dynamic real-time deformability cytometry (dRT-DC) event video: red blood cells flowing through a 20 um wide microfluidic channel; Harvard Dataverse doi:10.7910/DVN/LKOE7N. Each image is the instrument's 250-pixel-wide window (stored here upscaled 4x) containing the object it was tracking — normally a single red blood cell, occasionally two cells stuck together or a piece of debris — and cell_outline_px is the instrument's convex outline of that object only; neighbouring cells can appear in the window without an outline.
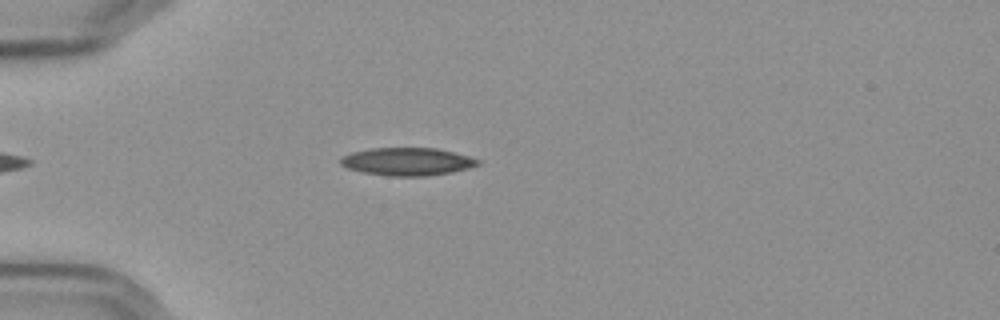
{"species": "Egyptian fruit bat (a non-hibernating species)", "species_latin": "Rousettus aegyptiacus", "temperature_condition": "cold", "stored_images_in_passage": 35, "camera_frame_rate_fps": 3000, "um_per_image_px": 0.085, "frame": {"image": 1, "passage_image": 2, "time_ms": 0.333, "image_size_px": [1000, 320], "cell_outline_px": [[480, 164], [468, 168], [452, 172], [424, 176], [388, 176], [364, 172], [348, 168], [340, 164], [340, 156], [352, 152], [372, 148], [436, 148], [468, 156], [480, 160]], "centroid_in_image_um": [34.6, 13.73], "position_along_channel_um": 50.4, "area_um2": 22.14}}
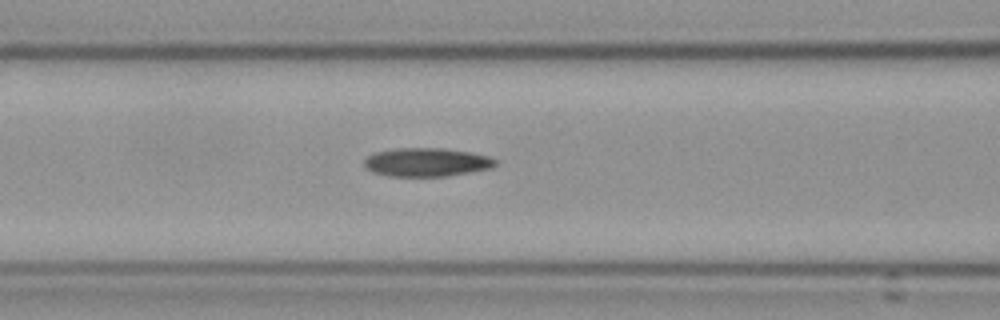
{"frame": {"image": 2, "passage_image": 10, "time_ms": 3.0, "image_size_px": [1000, 320], "cell_outline_px": [[496, 164], [488, 168], [444, 176], [388, 176], [372, 172], [364, 164], [364, 160], [368, 156], [376, 152], [396, 148], [444, 148], [472, 152], [488, 156], [496, 160]], "centroid_in_image_um": [36.23, 13.77], "position_along_channel_um": 130.4, "area_um2": 21.56}}
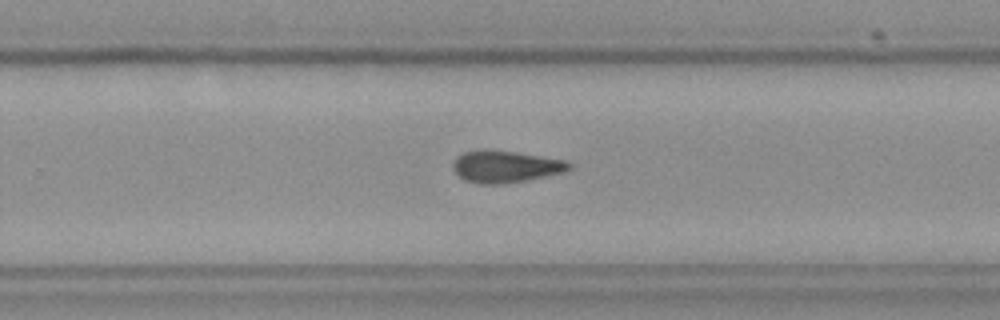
{"frame": {"image": 3, "passage_image": 23, "time_ms": 7.333, "image_size_px": [1000, 320], "cell_outline_px": [[572, 168], [564, 172], [524, 180], [496, 184], [484, 184], [468, 180], [460, 176], [456, 172], [452, 164], [456, 156], [464, 152], [476, 148], [488, 148], [516, 152], [568, 160], [572, 164]], "centroid_in_image_um": [42.98, 14.11], "position_along_channel_um": 286.8, "area_um2": 21.68}, "authors_computed_cell_mechanics": {"area_um2": 21.675, "velocity_mm_per_s": 3.6142, "shape_relaxation_time_tau1_ms": null, "shape_relaxation_time_tau2_ms": 6.5044, "deformation_change_tau1": null, "deformation_change_tau2": 0.1565}}